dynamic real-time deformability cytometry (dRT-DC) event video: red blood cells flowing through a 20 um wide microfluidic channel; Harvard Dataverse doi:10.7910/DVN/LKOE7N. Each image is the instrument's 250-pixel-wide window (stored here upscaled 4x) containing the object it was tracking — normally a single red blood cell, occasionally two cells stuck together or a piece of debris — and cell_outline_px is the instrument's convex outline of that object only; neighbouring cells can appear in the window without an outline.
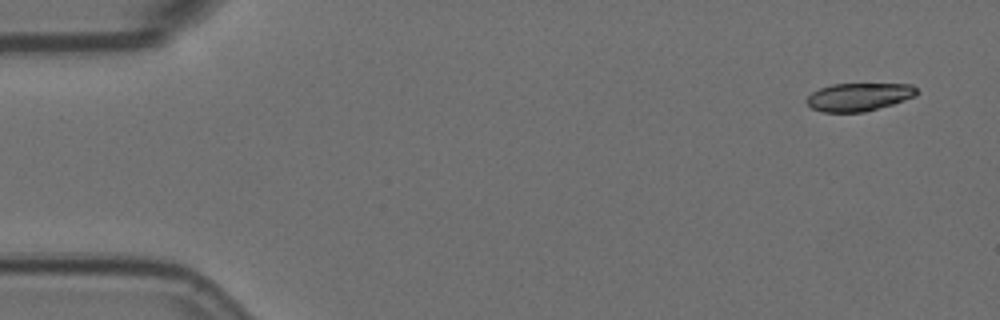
{"species": "Egyptian fruit bat (a non-hibernating species)", "species_latin": "Rousettus aegyptiacus", "temperature_condition": "room temperature", "stored_images_in_passage": 4, "camera_frame_rate_fps": 3000, "um_per_image_px": 0.085, "animal": {"sex": "female"}, "frame": {"image": 1, "passage_image": 1, "time_ms": 0.0, "image_size_px": [1000, 320], "cell_outline_px": [[916, 96], [892, 104], [864, 112], [824, 112], [812, 108], [804, 100], [812, 92], [820, 88], [832, 84], [912, 84], [916, 88]], "centroid_in_image_um": [72.98, 8.24], "position_along_channel_um": 12.0, "area_um2": 17.86}}